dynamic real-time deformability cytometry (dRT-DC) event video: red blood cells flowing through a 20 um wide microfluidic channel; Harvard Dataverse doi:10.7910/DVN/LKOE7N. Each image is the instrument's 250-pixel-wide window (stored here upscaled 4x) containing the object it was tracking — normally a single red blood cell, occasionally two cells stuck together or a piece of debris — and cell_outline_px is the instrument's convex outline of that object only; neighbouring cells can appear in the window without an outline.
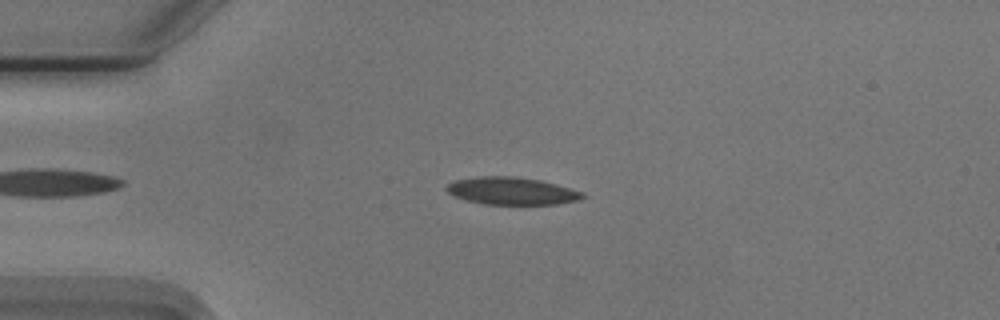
{"species": "Egyptian fruit bat (a non-hibernating species)", "species_latin": "Rousettus aegyptiacus", "temperature_condition": "cold", "stored_images_in_passage": 50, "camera_frame_rate_fps": 3000, "um_per_image_px": 0.085, "animal": {"sex": "male"}, "frame": {"image": 1, "passage_image": 9, "time_ms": 2.667, "image_size_px": [1000, 320], "cell_outline_px": [[588, 196], [576, 200], [556, 204], [484, 204], [464, 200], [448, 192], [444, 188], [448, 184], [456, 180], [480, 176], [512, 176], [540, 180], [584, 192]], "centroid_in_image_um": [43.49, 16.23], "position_along_channel_um": 41.5, "area_um2": 21.62}}
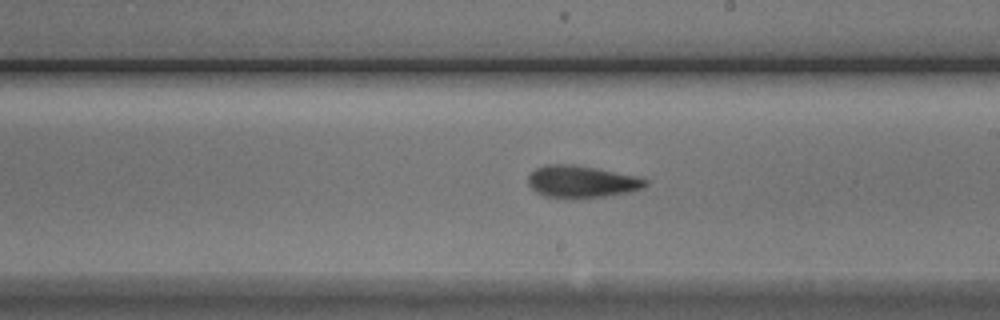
{"frame": {"image": 2, "passage_image": 27, "time_ms": 8.667, "image_size_px": [1000, 320], "cell_outline_px": [[648, 184], [644, 188], [632, 192], [604, 196], [544, 196], [536, 192], [528, 184], [528, 176], [536, 168], [548, 164], [572, 164], [596, 168], [632, 176], [648, 180]], "centroid_in_image_um": [49.44, 15.42], "position_along_channel_um": 239.6, "area_um2": 21.27}}
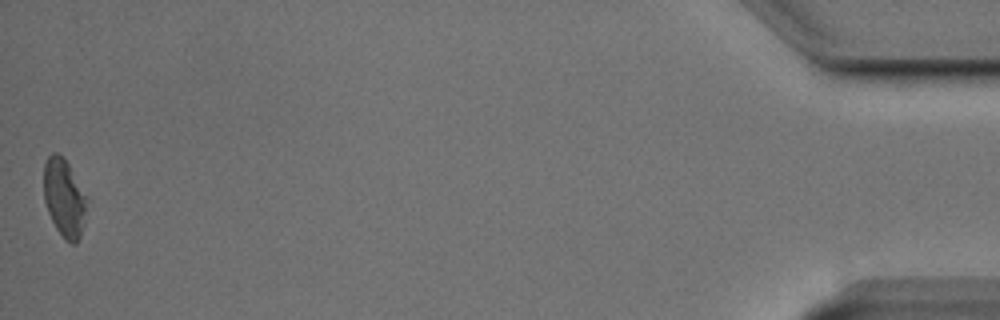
{"frame": {"image": 3, "passage_image": 50, "time_ms": 16.333, "image_size_px": [1000, 320], "cell_outline_px": [[84, 224], [80, 236], [76, 244], [72, 244], [64, 240], [56, 228], [48, 212], [44, 200], [44, 164], [48, 156], [52, 152], [56, 152], [68, 164], [84, 196]], "centroid_in_image_um": [5.4, 16.86], "position_along_channel_um": 429.8, "area_um2": 18.84}, "authors_computed_cell_mechanics": {"area_um2": 21.2704, "velocity_mm_per_s": 3.7489, "shape_relaxation_time_tau1_ms": 6.499, "shape_relaxation_time_tau2_ms": 3.5306, "deformation_change_tau1": 0.1559, "deformation_change_tau2": 0.1073}}